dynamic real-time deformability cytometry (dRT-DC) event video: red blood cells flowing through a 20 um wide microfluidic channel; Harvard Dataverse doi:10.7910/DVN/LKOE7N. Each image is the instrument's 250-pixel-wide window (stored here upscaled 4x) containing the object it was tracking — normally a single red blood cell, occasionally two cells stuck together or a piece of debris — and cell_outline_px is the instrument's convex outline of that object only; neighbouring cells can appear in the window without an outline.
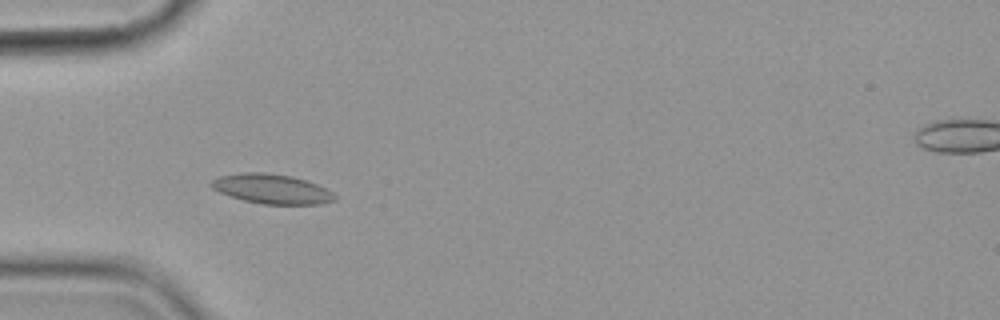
{"species": "common noctule bat (a hibernating species)", "species_latin": "Nyctalus noctula", "temperature_condition": "cold", "stored_images_in_passage": 5, "camera_frame_rate_fps": 3000, "um_per_image_px": 0.085, "animal": {"sex": "female", "body_mass_g": 19.9}, "frame": {"image": 1, "passage_image": 4, "time_ms": 4.333, "image_size_px": [1000, 320], "cell_outline_px": [[336, 200], [320, 204], [260, 204], [244, 200], [220, 192], [212, 188], [208, 184], [212, 180], [220, 176], [240, 172], [264, 172], [292, 176], [316, 184], [332, 192], [336, 196]], "centroid_in_image_um": [23.08, 16.05], "position_along_channel_um": 61.9, "area_um2": 21.21}}
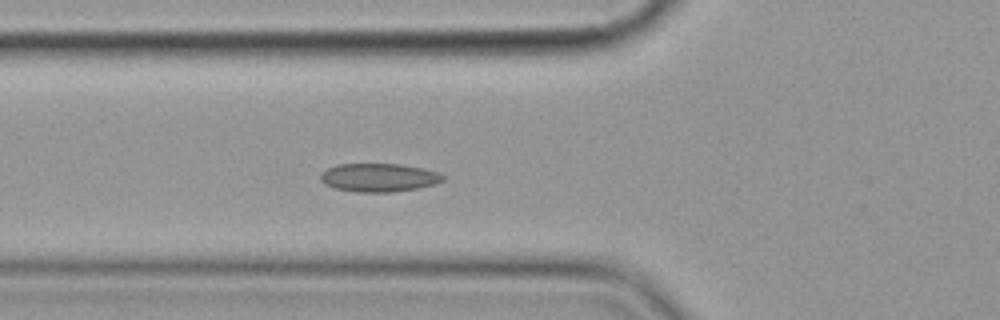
{"frame": {"image": 2, "passage_image": 5, "time_ms": 5.333, "image_size_px": [1000, 320], "cell_outline_px": [[444, 180], [436, 184], [416, 188], [392, 192], [360, 192], [336, 188], [324, 184], [320, 180], [320, 172], [336, 164], [400, 164], [424, 168], [436, 172], [444, 176]], "centroid_in_image_um": [32.18, 15.08], "position_along_channel_um": 93.6, "area_um2": 20.23}}